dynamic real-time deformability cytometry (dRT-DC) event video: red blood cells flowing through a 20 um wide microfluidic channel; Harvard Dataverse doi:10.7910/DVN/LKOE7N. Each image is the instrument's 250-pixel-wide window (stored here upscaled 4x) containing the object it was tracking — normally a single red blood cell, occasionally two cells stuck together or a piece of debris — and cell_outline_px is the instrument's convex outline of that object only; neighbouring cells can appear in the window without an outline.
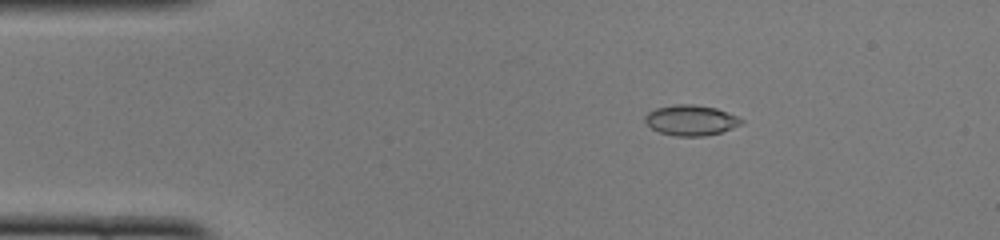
{"species": "common noctule bat (a hibernating species)", "species_latin": "Nyctalus noctula", "temperature_condition": "cold", "stored_images_in_passage": 50, "camera_frame_rate_fps": 3000, "um_per_image_px": 0.085, "animal": {"sex": "female", "body_mass_g": 22.0, "forearm_length_mm": 56.7}, "frame": {"image": 1, "passage_image": 8, "time_ms": 2.333, "image_size_px": [1000, 240], "cell_outline_px": [[744, 120], [740, 124], [732, 128], [720, 132], [704, 136], [676, 136], [660, 132], [652, 128], [644, 120], [644, 116], [648, 112], [656, 108], [676, 104], [692, 104], [716, 108], [736, 116]], "centroid_in_image_um": [58.7, 10.22], "position_along_channel_um": 26.3, "area_um2": 16.88}}
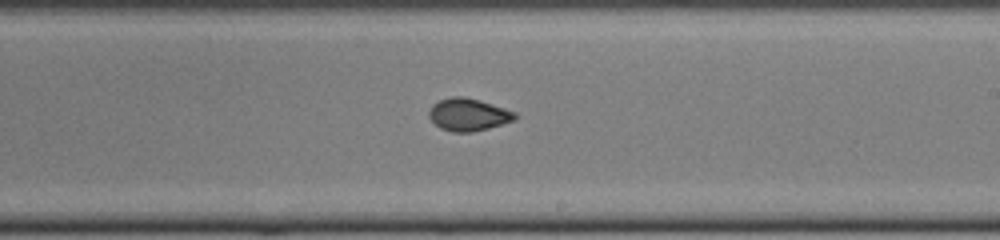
{"frame": {"image": 2, "passage_image": 29, "time_ms": 9.333, "image_size_px": [1000, 240], "cell_outline_px": [[520, 116], [516, 120], [488, 128], [472, 132], [452, 132], [440, 128], [428, 116], [428, 112], [432, 104], [440, 100], [452, 96], [464, 96], [480, 100], [516, 112]], "centroid_in_image_um": [39.83, 9.74], "position_along_channel_um": 249.2, "area_um2": 16.42}}
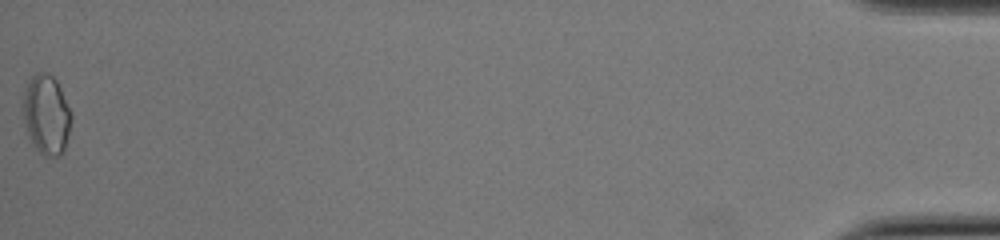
{"frame": {"image": 3, "passage_image": 50, "time_ms": 16.333, "image_size_px": [1000, 240], "cell_outline_px": [[72, 120], [64, 152], [60, 156], [44, 156], [32, 144], [28, 136], [24, 120], [24, 88], [32, 76], [36, 72], [48, 72], [56, 80], [72, 112]], "centroid_in_image_um": [3.97, 9.75], "position_along_channel_um": 431.2, "area_um2": 22.48}, "authors_computed_cell_mechanics": {"area_um2": 16.2996, "velocity_mm_per_s": 4.001, "shape_relaxation_time_tau1_ms": null, "shape_relaxation_time_tau2_ms": 0.8523, "deformation_change_tau1": null, "deformation_change_tau2": 0.0321}}